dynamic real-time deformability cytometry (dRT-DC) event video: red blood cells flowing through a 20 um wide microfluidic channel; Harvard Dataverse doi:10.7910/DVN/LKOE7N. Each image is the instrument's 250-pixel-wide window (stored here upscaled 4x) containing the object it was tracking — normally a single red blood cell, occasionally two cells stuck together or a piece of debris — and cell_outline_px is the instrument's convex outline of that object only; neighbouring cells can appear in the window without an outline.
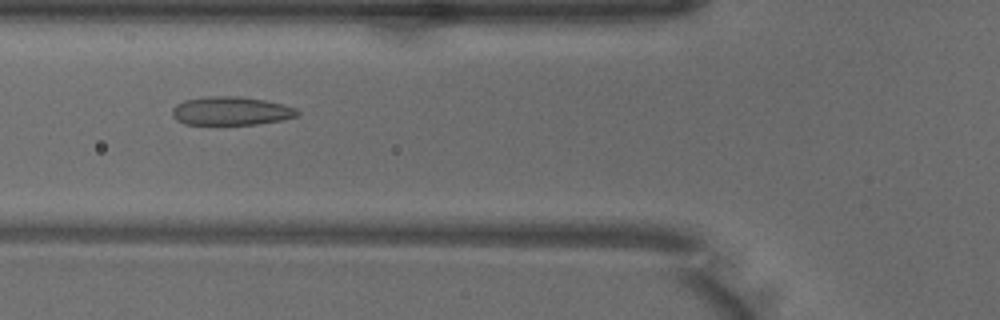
{"species": "common noctule bat (a hibernating species)", "species_latin": "Nyctalus noctula", "temperature_condition": "warm", "stored_images_in_passage": 36, "camera_frame_rate_fps": 3000, "um_per_image_px": 0.085, "animal": {"sex": "male", "body_mass_g": 18.8}, "frame": {"image": 1, "passage_image": 4, "time_ms": 1.0, "image_size_px": [1000, 320], "cell_outline_px": [[300, 112], [296, 116], [284, 120], [256, 124], [184, 124], [176, 120], [172, 116], [172, 108], [176, 104], [184, 100], [208, 96], [236, 96], [264, 100], [284, 104], [296, 108]], "centroid_in_image_um": [19.63, 9.43], "position_along_channel_um": 106.2, "area_um2": 20.87}}
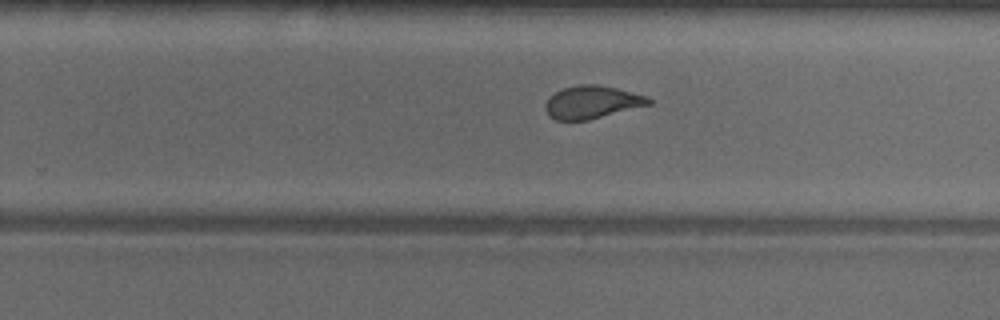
{"frame": {"image": 2, "passage_image": 17, "time_ms": 5.333, "image_size_px": [1000, 320], "cell_outline_px": [[652, 104], [588, 120], [556, 120], [548, 116], [544, 108], [544, 104], [548, 96], [564, 88], [576, 84], [596, 84], [616, 88], [648, 96], [652, 100]], "centroid_in_image_um": [50.29, 8.68], "position_along_channel_um": 279.5, "area_um2": 19.94}}
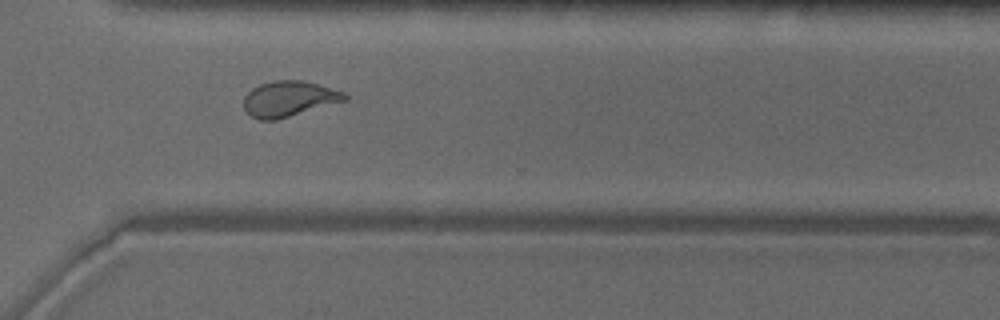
{"frame": {"image": 3, "passage_image": 22, "time_ms": 7.0, "image_size_px": [1000, 320], "cell_outline_px": [[348, 100], [276, 120], [260, 120], [252, 116], [244, 108], [244, 96], [252, 88], [260, 84], [272, 80], [300, 80], [316, 84], [344, 92], [348, 96]], "centroid_in_image_um": [24.56, 8.4], "position_along_channel_um": 346.0, "area_um2": 20.81}}